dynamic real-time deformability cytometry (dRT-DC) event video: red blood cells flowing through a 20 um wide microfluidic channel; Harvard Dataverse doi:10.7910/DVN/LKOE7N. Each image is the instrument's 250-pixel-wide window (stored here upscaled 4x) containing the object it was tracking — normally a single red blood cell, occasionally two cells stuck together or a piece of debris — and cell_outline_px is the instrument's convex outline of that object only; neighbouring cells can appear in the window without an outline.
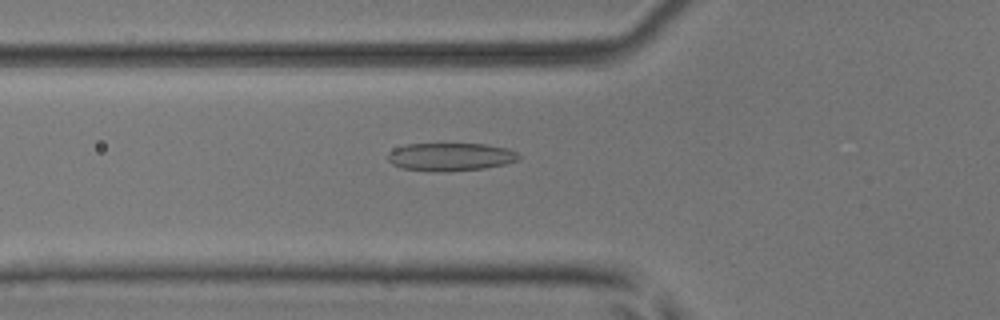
{"species": "common noctule bat (a hibernating species)", "species_latin": "Nyctalus noctula", "temperature_condition": "room temperature", "stored_images_in_passage": 50, "camera_frame_rate_fps": 3000, "um_per_image_px": 0.085, "animal": {"sex": "male", "body_mass_g": 17.9, "forearm_length_mm": 54.2}, "frame": {"image": 1, "passage_image": 18, "time_ms": 5.667, "image_size_px": [1000, 320], "cell_outline_px": [[520, 156], [516, 160], [504, 164], [484, 168], [432, 172], [400, 168], [392, 164], [388, 160], [388, 152], [404, 144], [484, 144], [508, 148], [516, 152]], "centroid_in_image_um": [38.24, 13.33], "position_along_channel_um": 87.6, "area_um2": 21.27}}
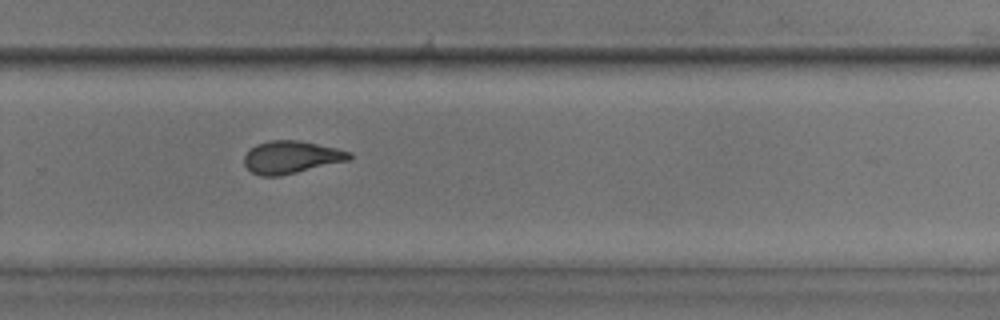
{"frame": {"image": 2, "passage_image": 34, "time_ms": 11.0, "image_size_px": [1000, 320], "cell_outline_px": [[352, 156], [348, 160], [280, 176], [260, 176], [252, 172], [244, 164], [244, 156], [256, 144], [268, 140], [296, 140], [336, 148], [352, 152]], "centroid_in_image_um": [24.73, 13.36], "position_along_channel_um": 305.1, "area_um2": 19.71}}
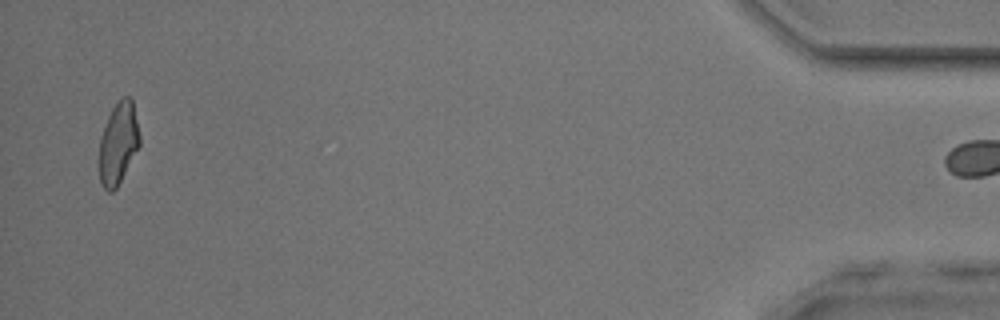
{"frame": {"image": 3, "passage_image": 49, "time_ms": 16.0, "image_size_px": [1000, 320], "cell_outline_px": [[140, 144], [116, 188], [112, 192], [108, 192], [104, 188], [100, 180], [100, 136], [108, 116], [116, 100], [124, 96], [128, 96], [132, 100], [140, 136]], "centroid_in_image_um": [10.05, 12.14], "position_along_channel_um": 425.1, "area_um2": 19.02}, "authors_computed_cell_mechanics": {"area_um2": 20.3456, "velocity_mm_per_s": 4.0885, "shape_relaxation_time_tau1_ms": 6.7158, "shape_relaxation_time_tau2_ms": 1.6888, "deformation_change_tau1": 0.1895, "deformation_change_tau2": 0.0793}}